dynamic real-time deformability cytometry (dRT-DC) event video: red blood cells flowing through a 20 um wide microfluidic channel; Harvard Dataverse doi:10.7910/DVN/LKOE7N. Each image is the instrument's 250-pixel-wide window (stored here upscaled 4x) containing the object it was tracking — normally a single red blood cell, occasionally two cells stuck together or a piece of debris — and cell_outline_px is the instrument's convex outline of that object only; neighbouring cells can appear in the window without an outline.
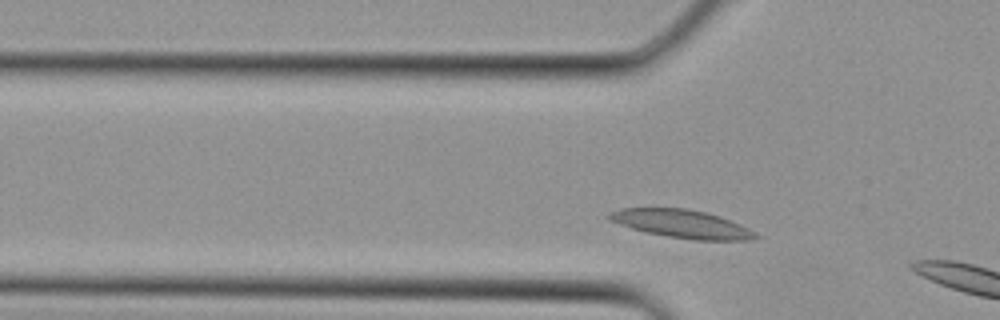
{"species": "Egyptian fruit bat (a non-hibernating species)", "species_latin": "Rousettus aegyptiacus", "temperature_condition": "cold", "stored_images_in_passage": 5, "camera_frame_rate_fps": 3000, "um_per_image_px": 0.085, "animal": {"sex": "female"}, "frame": {"image": 1, "passage_image": 5, "time_ms": 1.333, "image_size_px": [1000, 320], "cell_outline_px": [[760, 236], [748, 240], [696, 240], [668, 236], [644, 232], [608, 220], [604, 216], [608, 212], [620, 208], [688, 208], [720, 216], [740, 224], [756, 232]], "centroid_in_image_um": [57.91, 19.02], "position_along_channel_um": 67.9, "area_um2": 24.1}}